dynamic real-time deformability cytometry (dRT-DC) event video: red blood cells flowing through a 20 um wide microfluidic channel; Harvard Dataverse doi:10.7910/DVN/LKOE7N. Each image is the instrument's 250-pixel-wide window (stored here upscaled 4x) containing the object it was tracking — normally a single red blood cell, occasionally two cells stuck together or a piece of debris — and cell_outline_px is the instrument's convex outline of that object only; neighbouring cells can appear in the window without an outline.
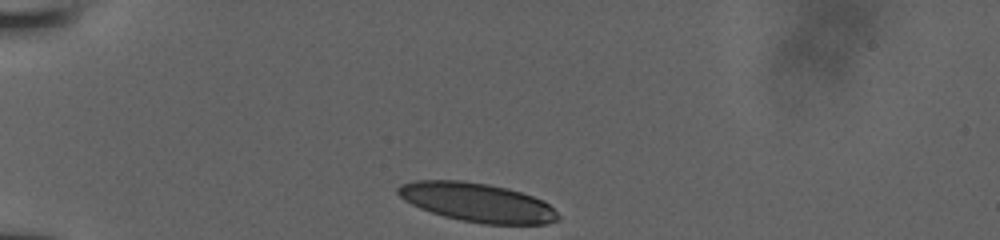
{"species": "human", "species_latin": "Homo sapiens", "temperature_condition": "room temperature", "stored_images_in_passage": 27, "camera_frame_rate_fps": 3000, "um_per_image_px": 0.085, "donor": {"sex": "male"}, "frame": {"image": 1, "passage_image": 1, "time_ms": 0.0, "image_size_px": [1000, 240], "cell_outline_px": [[560, 220], [548, 224], [484, 224], [460, 220], [444, 216], [420, 208], [404, 200], [396, 192], [396, 188], [400, 184], [416, 180], [460, 180], [488, 184], [508, 188], [544, 200], [560, 216]], "centroid_in_image_um": [40.57, 17.2], "position_along_channel_um": 44.4, "area_um2": 36.36}}
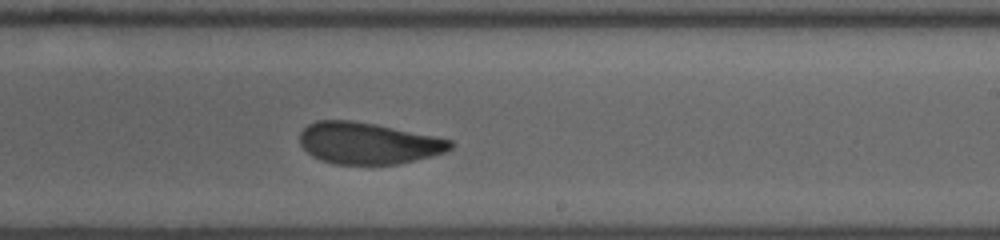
{"frame": {"image": 2, "passage_image": 16, "time_ms": 6.333, "image_size_px": [1000, 240], "cell_outline_px": [[452, 148], [444, 152], [432, 156], [400, 164], [336, 164], [320, 160], [312, 156], [300, 144], [300, 132], [308, 124], [316, 120], [352, 120], [376, 124], [452, 140]], "centroid_in_image_um": [31.26, 12.17], "position_along_channel_um": 257.7, "area_um2": 36.41}}
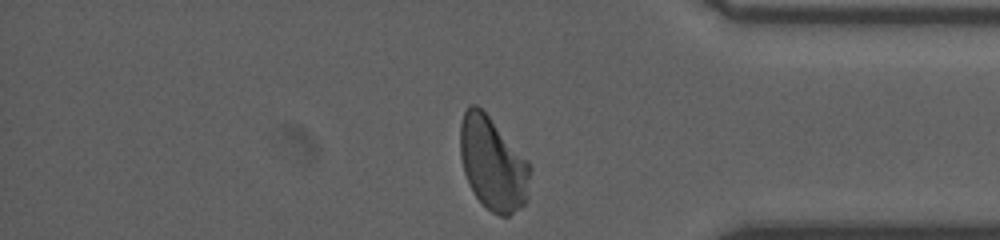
{"frame": {"image": 3, "passage_image": 27, "time_ms": 10.0, "image_size_px": [1000, 240], "cell_outline_px": [[532, 168], [528, 200], [524, 204], [508, 216], [500, 216], [492, 212], [476, 196], [468, 184], [464, 172], [460, 156], [460, 124], [464, 112], [468, 104], [476, 104], [488, 116], [528, 160]], "centroid_in_image_um": [41.9, 13.92], "position_along_channel_um": 393.3, "area_um2": 38.03}}